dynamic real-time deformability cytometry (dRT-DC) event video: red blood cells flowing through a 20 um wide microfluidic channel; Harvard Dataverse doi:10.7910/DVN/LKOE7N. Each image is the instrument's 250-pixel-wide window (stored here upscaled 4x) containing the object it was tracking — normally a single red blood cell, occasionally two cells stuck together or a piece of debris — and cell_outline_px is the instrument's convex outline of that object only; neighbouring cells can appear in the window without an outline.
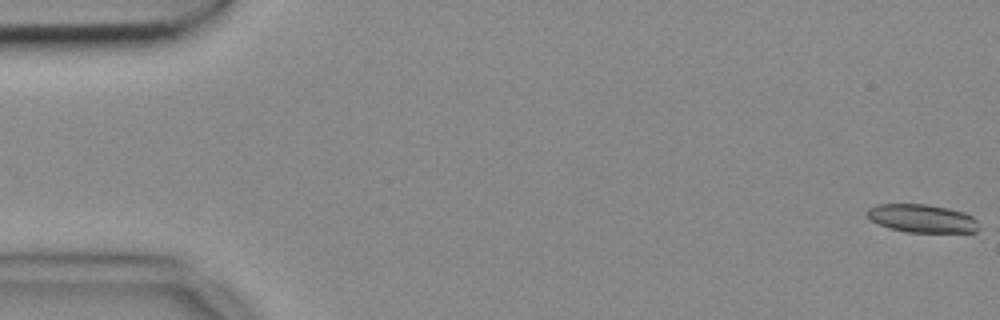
{"species": "common noctule bat (a hibernating species)", "species_latin": "Nyctalus noctula", "temperature_condition": "cold", "stored_images_in_passage": 12, "camera_frame_rate_fps": 3000, "um_per_image_px": 0.085, "animal": {"sex": "female", "body_mass_g": 18.4}, "frame": {"image": 1, "passage_image": 1, "time_ms": 0.0, "image_size_px": [1000, 320], "cell_outline_px": [[980, 228], [976, 232], [908, 232], [892, 228], [880, 224], [872, 220], [868, 216], [868, 208], [876, 204], [928, 204], [948, 208], [964, 212], [972, 216], [976, 220]], "centroid_in_image_um": [78.42, 18.56], "position_along_channel_um": 6.6, "area_um2": 18.21}}